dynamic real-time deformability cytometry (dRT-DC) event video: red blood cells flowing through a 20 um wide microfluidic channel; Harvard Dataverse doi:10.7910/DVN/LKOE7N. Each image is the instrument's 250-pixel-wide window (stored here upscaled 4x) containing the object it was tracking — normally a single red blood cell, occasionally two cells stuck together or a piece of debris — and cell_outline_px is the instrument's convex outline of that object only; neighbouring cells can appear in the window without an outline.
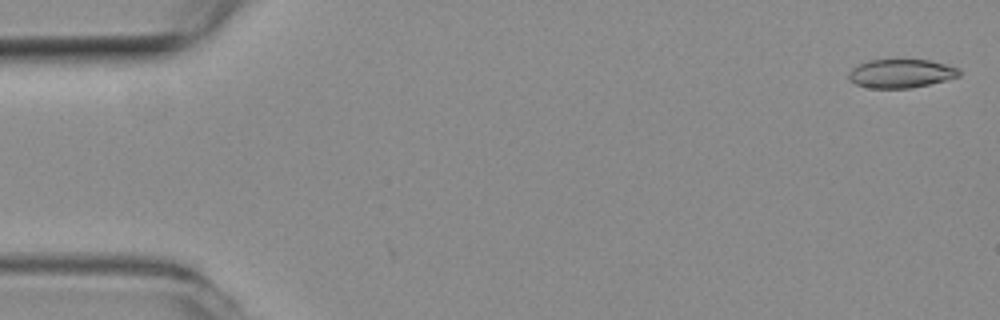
{"species": "common noctule bat (a hibernating species)", "species_latin": "Nyctalus noctula", "temperature_condition": "room temperature", "stored_images_in_passage": 58, "camera_frame_rate_fps": 3000, "um_per_image_px": 0.085, "animal": {"sex": "female", "body_mass_g": 19.3, "forearm_length_mm": 54.1}, "frame": {"image": 1, "passage_image": 2, "time_ms": 0.333, "image_size_px": [1000, 320], "cell_outline_px": [[960, 76], [912, 88], [868, 88], [856, 84], [848, 80], [848, 72], [852, 68], [868, 60], [932, 60], [960, 68]], "centroid_in_image_um": [76.57, 6.25], "position_along_channel_um": 8.4, "area_um2": 18.5}}
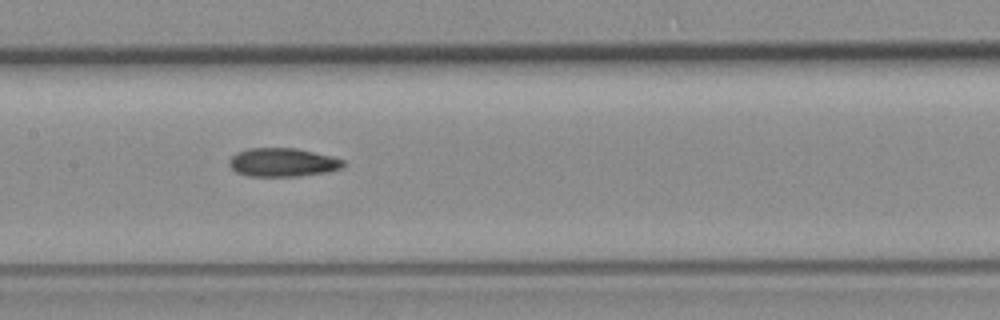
{"frame": {"image": 2, "passage_image": 28, "time_ms": 9.0, "image_size_px": [1000, 320], "cell_outline_px": [[344, 168], [328, 172], [300, 176], [248, 176], [236, 172], [228, 164], [228, 160], [236, 152], [248, 148], [296, 148], [332, 156], [344, 160]], "centroid_in_image_um": [24.03, 13.8], "position_along_channel_um": 183.4, "area_um2": 19.19}}
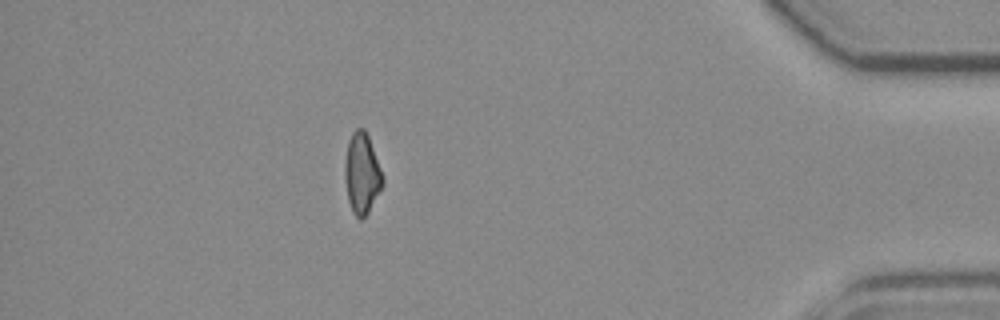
{"frame": {"image": 3, "passage_image": 51, "time_ms": 16.667, "image_size_px": [1000, 320], "cell_outline_px": [[384, 184], [368, 212], [360, 220], [352, 212], [348, 200], [344, 176], [344, 164], [348, 140], [352, 132], [356, 128], [364, 128], [368, 136], [384, 176]], "centroid_in_image_um": [30.76, 14.73], "position_along_channel_um": 404.4, "area_um2": 17.92}, "authors_computed_cell_mechanics": {"area_um2": 18.8428, "velocity_mm_per_s": 3.5614, "shape_relaxation_time_tau1_ms": null, "shape_relaxation_time_tau2_ms": 6.1455, "deformation_change_tau1": null, "deformation_change_tau2": 0.1445}}